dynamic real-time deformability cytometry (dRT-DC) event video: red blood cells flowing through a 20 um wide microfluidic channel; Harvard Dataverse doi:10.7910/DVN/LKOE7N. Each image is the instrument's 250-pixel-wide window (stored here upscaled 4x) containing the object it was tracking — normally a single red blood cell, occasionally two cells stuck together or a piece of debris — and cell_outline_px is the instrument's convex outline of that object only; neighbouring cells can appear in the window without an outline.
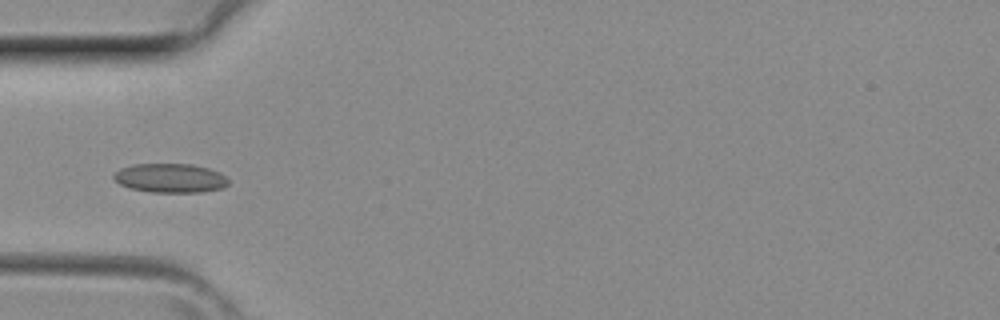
{"species": "common noctule bat (a hibernating species)", "species_latin": "Nyctalus noctula", "temperature_condition": "room temperature", "stored_images_in_passage": 3, "camera_frame_rate_fps": 3000, "um_per_image_px": 0.085, "animal": {"sex": "female", "body_mass_g": 29.2, "forearm_length_mm": 56.3}, "frame": {"image": 1, "passage_image": 3, "time_ms": 0.667, "image_size_px": [1000, 320], "cell_outline_px": [[228, 184], [224, 188], [200, 192], [152, 192], [128, 188], [112, 180], [112, 176], [120, 168], [132, 164], [192, 164], [208, 168], [220, 172], [228, 180]], "centroid_in_image_um": [14.44, 15.13], "position_along_channel_um": 70.6, "area_um2": 19.59}}